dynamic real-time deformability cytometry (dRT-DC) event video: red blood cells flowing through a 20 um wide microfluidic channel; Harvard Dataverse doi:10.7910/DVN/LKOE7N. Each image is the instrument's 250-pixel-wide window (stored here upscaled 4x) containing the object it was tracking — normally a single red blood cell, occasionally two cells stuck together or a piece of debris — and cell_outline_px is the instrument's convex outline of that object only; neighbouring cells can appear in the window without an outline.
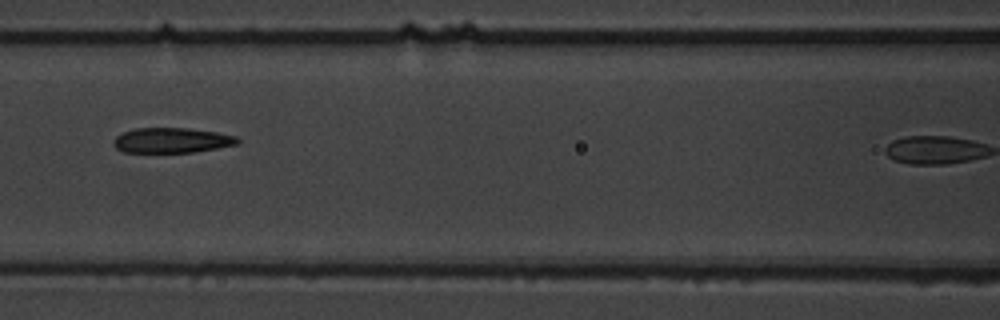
{"species": "common noctule bat (a hibernating species)", "species_latin": "Nyctalus noctula", "temperature_condition": "warm", "stored_images_in_passage": 7, "camera_frame_rate_fps": 3000, "um_per_image_px": 0.085, "animal": {"sex": "male", "body_mass_g": 19.5, "forearm_length_mm": 54.6}, "frame": {"image": 1, "passage_image": 4, "time_ms": 3.333, "image_size_px": [1000, 320], "cell_outline_px": [[240, 144], [192, 152], [124, 152], [116, 148], [112, 144], [112, 140], [116, 136], [124, 132], [136, 128], [188, 128], [216, 132], [236, 136], [240, 140]], "centroid_in_image_um": [14.59, 11.92], "position_along_channel_um": 152.0, "area_um2": 18.15}}
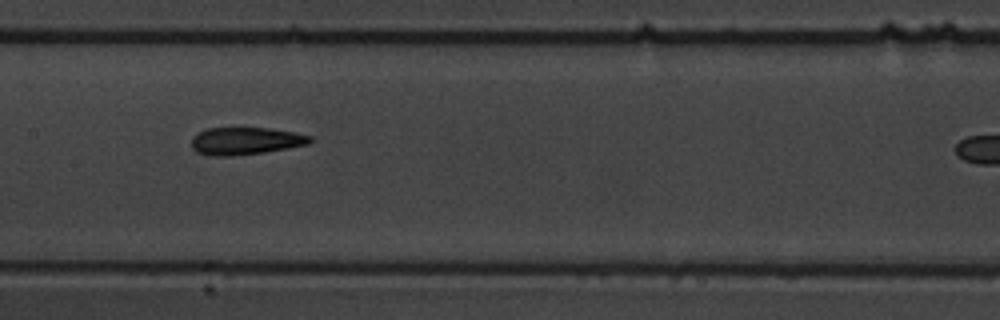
{"frame": {"image": 2, "passage_image": 5, "time_ms": 4.333, "image_size_px": [1000, 320], "cell_outline_px": [[316, 140], [308, 144], [288, 148], [264, 152], [228, 156], [216, 156], [196, 152], [192, 148], [192, 136], [208, 128], [268, 128], [296, 132], [312, 136]], "centroid_in_image_um": [20.92, 11.97], "position_along_channel_um": 186.5, "area_um2": 18.96}}
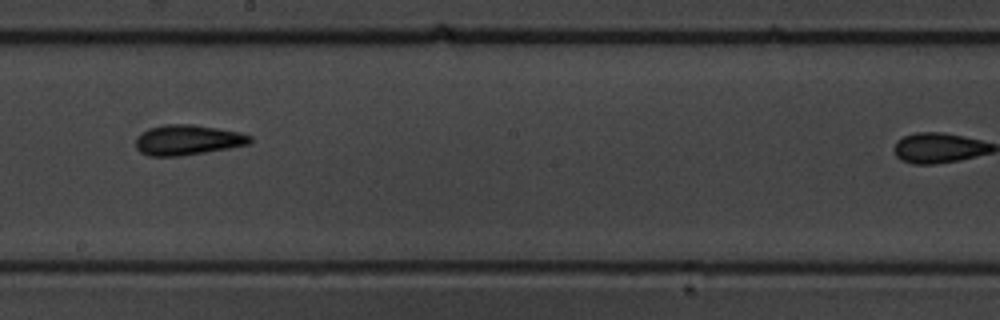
{"frame": {"image": 3, "passage_image": 6, "time_ms": 5.667, "image_size_px": [1000, 320], "cell_outline_px": [[252, 140], [248, 144], [228, 148], [180, 156], [152, 156], [140, 152], [136, 148], [136, 136], [148, 128], [164, 124], [192, 124], [240, 132], [252, 136]], "centroid_in_image_um": [15.92, 11.89], "position_along_channel_um": 232.3, "area_um2": 20.06}}